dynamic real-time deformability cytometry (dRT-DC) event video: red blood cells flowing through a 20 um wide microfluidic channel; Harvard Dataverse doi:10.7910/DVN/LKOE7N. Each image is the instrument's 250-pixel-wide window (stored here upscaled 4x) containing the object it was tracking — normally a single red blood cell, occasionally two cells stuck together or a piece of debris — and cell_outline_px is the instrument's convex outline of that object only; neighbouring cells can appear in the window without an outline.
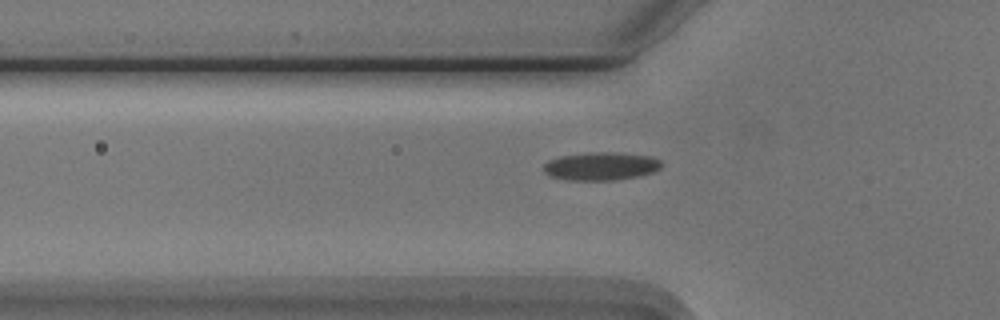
{"species": "Egyptian fruit bat (a non-hibernating species)", "species_latin": "Rousettus aegyptiacus", "temperature_condition": "cold", "stored_images_in_passage": 39, "camera_frame_rate_fps": 3000, "um_per_image_px": 0.085, "animal": {"sex": "male"}, "frame": {"image": 1, "passage_image": 2, "time_ms": 0.333, "image_size_px": [1000, 320], "cell_outline_px": [[664, 164], [660, 168], [652, 172], [636, 176], [616, 180], [564, 180], [548, 176], [544, 172], [544, 164], [548, 160], [560, 156], [588, 152], [616, 152], [652, 156], [660, 160]], "centroid_in_image_um": [51.06, 14.12], "position_along_channel_um": 74.7, "area_um2": 19.54}}
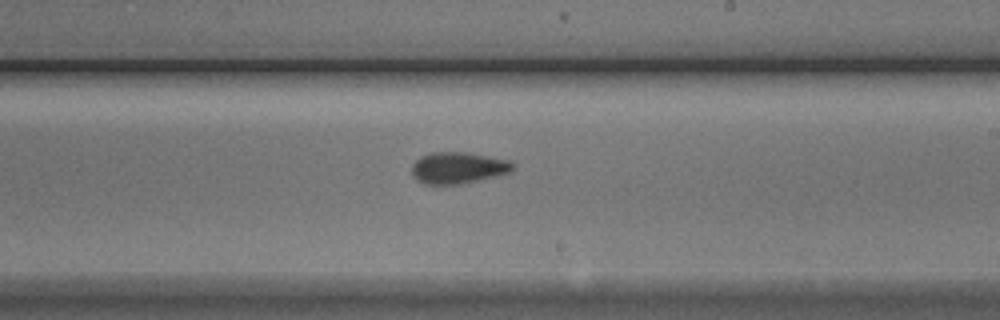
{"frame": {"image": 2, "passage_image": 16, "time_ms": 5.0, "image_size_px": [1000, 320], "cell_outline_px": [[516, 168], [512, 172], [464, 184], [424, 184], [416, 180], [412, 176], [412, 164], [420, 156], [432, 152], [464, 152], [508, 160], [516, 164]], "centroid_in_image_um": [38.95, 14.27], "position_along_channel_um": 250.1, "area_um2": 18.79}}
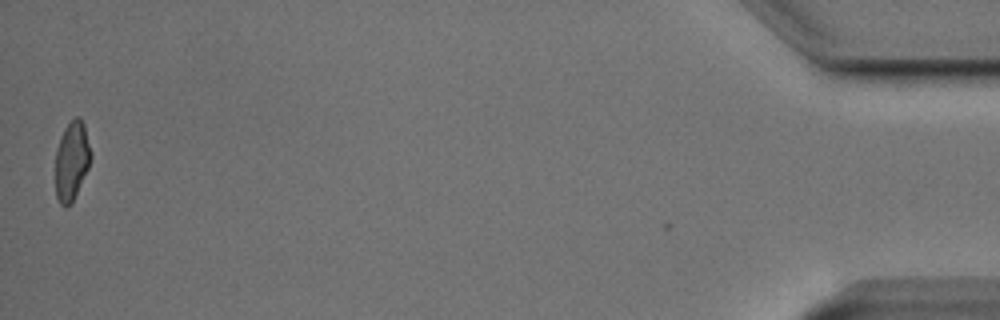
{"frame": {"image": 3, "passage_image": 38, "time_ms": 12.333, "image_size_px": [1000, 320], "cell_outline_px": [[92, 156], [88, 168], [72, 204], [64, 208], [60, 204], [56, 196], [56, 148], [60, 136], [64, 128], [76, 116], [80, 116], [84, 124], [92, 152]], "centroid_in_image_um": [6.1, 13.67], "position_along_channel_um": 429.1, "area_um2": 16.53}, "authors_computed_cell_mechanics": {"area_um2": 17.5134, "velocity_mm_per_s": 3.7541, "shape_relaxation_time_tau1_ms": 5.2561, "shape_relaxation_time_tau2_ms": 2.3969, "deformation_change_tau1": 0.1634, "deformation_change_tau2": 0.0962}}